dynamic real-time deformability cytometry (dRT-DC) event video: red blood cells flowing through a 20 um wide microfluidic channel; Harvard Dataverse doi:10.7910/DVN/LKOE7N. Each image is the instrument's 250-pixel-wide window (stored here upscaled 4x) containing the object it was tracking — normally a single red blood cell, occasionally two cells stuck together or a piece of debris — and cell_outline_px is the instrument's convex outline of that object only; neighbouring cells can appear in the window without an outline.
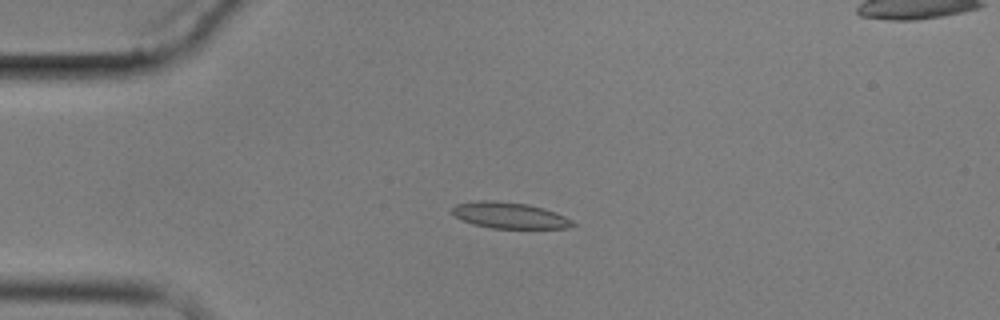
{"species": "common noctule bat (a hibernating species)", "species_latin": "Nyctalus noctula", "temperature_condition": "cold", "stored_images_in_passage": 6, "segment_of_instrument_passage": [1, 2], "camera_frame_rate_fps": 3000, "um_per_image_px": 0.085, "animal": {"sex": "male", "body_mass_g": 17.9}, "frame": {"image": 1, "passage_image": 4, "time_ms": 3.667, "image_size_px": [1000, 320], "cell_outline_px": [[576, 224], [568, 228], [492, 228], [472, 224], [456, 216], [452, 212], [452, 208], [456, 204], [476, 200], [492, 200], [528, 204], [544, 208], [556, 212], [572, 220]], "centroid_in_image_um": [43.32, 18.3], "position_along_channel_um": 41.7, "area_um2": 18.32}}